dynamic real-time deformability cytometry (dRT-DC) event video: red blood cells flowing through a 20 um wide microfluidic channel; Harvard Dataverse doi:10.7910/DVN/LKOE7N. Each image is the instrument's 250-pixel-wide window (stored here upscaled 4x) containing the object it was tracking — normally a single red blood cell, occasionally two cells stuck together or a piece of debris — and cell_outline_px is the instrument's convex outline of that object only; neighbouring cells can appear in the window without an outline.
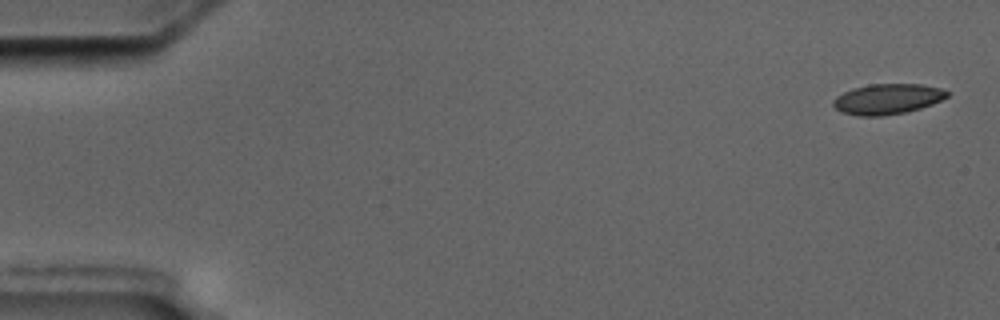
{"species": "common noctule bat (a hibernating species)", "species_latin": "Nyctalus noctula", "temperature_condition": "cold", "stored_images_in_passage": 9, "camera_frame_rate_fps": 3000, "um_per_image_px": 0.085, "animal": {"sex": "male", "body_mass_g": 17.5, "forearm_length_mm": 52.3}, "frame": {"image": 1, "passage_image": 1, "time_ms": 0.0, "image_size_px": [1000, 320], "cell_outline_px": [[952, 92], [948, 96], [932, 104], [908, 112], [884, 116], [856, 116], [840, 112], [832, 104], [832, 100], [836, 96], [852, 88], [868, 84], [920, 84], [940, 88]], "centroid_in_image_um": [75.41, 8.42], "position_along_channel_um": 9.6, "area_um2": 20.46}}
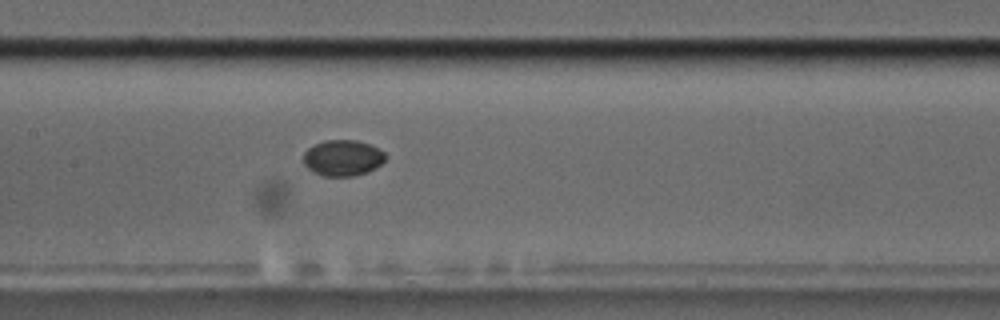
{"frame": {"image": 2, "passage_image": 9, "time_ms": 13.667, "image_size_px": [1000, 320], "cell_outline_px": [[388, 156], [376, 168], [368, 172], [352, 176], [324, 176], [308, 168], [304, 164], [304, 152], [312, 144], [324, 140], [356, 140], [380, 148]], "centroid_in_image_um": [29.15, 13.41], "position_along_channel_um": 178.2, "area_um2": 17.28}}